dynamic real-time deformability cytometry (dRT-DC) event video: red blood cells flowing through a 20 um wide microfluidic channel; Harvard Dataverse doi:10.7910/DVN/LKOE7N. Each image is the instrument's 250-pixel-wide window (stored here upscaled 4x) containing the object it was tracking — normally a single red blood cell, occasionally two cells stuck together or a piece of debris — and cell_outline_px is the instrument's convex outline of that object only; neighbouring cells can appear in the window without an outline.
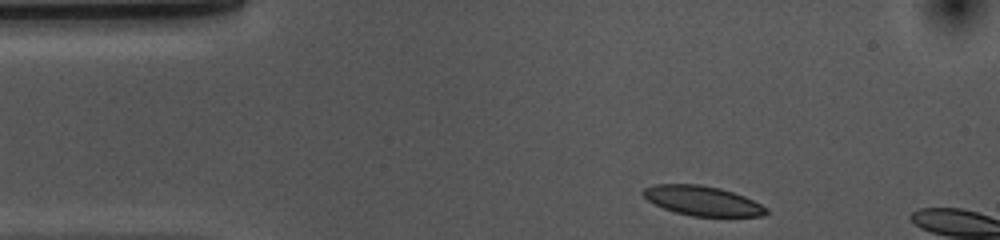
{"species": "common noctule bat (a hibernating species)", "species_latin": "Nyctalus noctula", "temperature_condition": "cold", "stored_images_in_passage": 5, "camera_frame_rate_fps": 3000, "um_per_image_px": 0.085, "animal": {"sex": "female", "body_mass_g": 10.0, "forearm_length_mm": 53.1}, "frame": {"image": 1, "passage_image": 1, "time_ms": 0.0, "image_size_px": [1000, 240], "cell_outline_px": [[768, 212], [764, 216], [692, 216], [676, 212], [664, 208], [648, 200], [640, 192], [644, 188], [656, 184], [700, 184], [720, 188], [744, 196], [768, 208]], "centroid_in_image_um": [59.71, 17.06], "position_along_channel_um": 25.3, "area_um2": 21.1}}